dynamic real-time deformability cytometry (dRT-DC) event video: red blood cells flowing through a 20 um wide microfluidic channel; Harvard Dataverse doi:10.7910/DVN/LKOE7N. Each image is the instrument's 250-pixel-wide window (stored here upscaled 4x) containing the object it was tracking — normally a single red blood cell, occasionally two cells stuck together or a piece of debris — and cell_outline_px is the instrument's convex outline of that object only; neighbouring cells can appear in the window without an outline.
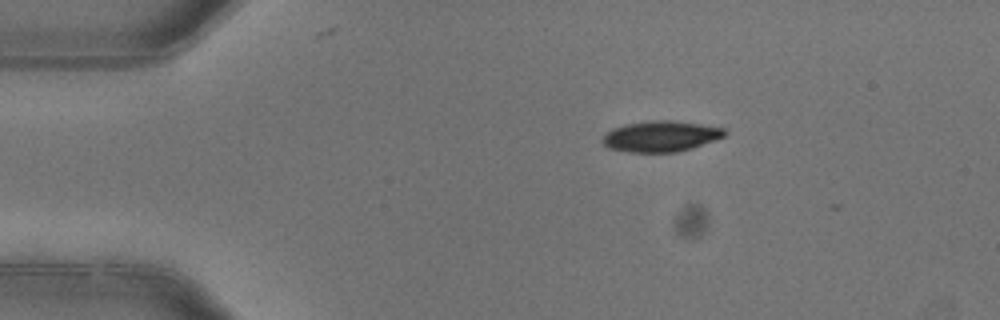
{"species": "common noctule bat (a hibernating species)", "species_latin": "Nyctalus noctula", "temperature_condition": "warm", "stored_images_in_passage": 4, "camera_frame_rate_fps": 3000, "um_per_image_px": 0.085, "animal": {"sex": "female"}, "frame": {"image": 1, "passage_image": 1, "time_ms": 0.0, "image_size_px": [1000, 320], "cell_outline_px": [[728, 132], [724, 136], [692, 148], [676, 152], [628, 152], [608, 148], [600, 140], [612, 128], [624, 124], [652, 120], [672, 120], [700, 124], [724, 128]], "centroid_in_image_um": [56.14, 11.58], "position_along_channel_um": 28.9, "area_um2": 21.91}}
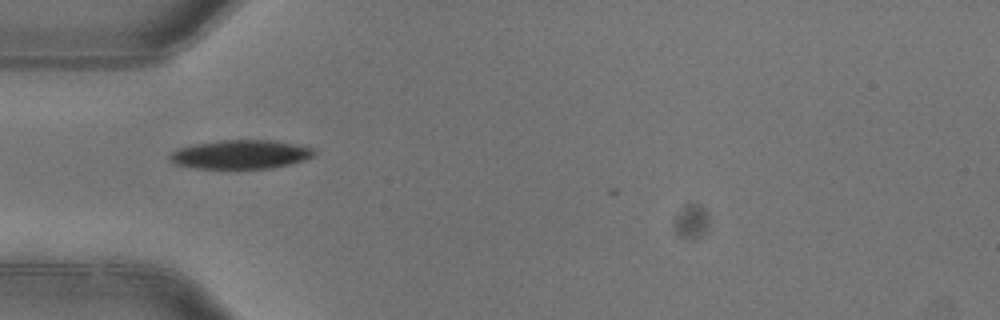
{"frame": {"image": 2, "passage_image": 3, "time_ms": 0.667, "image_size_px": [1000, 320], "cell_outline_px": [[316, 152], [312, 156], [304, 160], [292, 164], [272, 168], [196, 168], [176, 164], [168, 156], [176, 148], [196, 144], [220, 140], [276, 140], [296, 144], [312, 148]], "centroid_in_image_um": [20.48, 13.12], "position_along_channel_um": 64.5, "area_um2": 24.22}}